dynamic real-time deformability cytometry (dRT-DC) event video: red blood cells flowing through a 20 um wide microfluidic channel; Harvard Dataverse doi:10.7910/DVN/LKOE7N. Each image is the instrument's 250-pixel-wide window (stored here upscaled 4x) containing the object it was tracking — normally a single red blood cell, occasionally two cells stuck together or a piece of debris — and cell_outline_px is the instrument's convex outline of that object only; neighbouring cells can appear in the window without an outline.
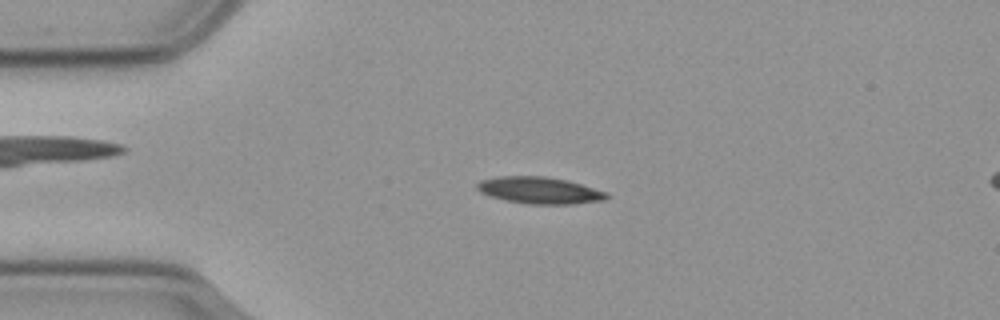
{"species": "common noctule bat (a hibernating species)", "species_latin": "Nyctalus noctula", "temperature_condition": "cold", "stored_images_in_passage": 56, "camera_frame_rate_fps": 3000, "um_per_image_px": 0.085, "animal": {"sex": "male", "body_mass_g": 23.1, "forearm_length_mm": 52.7}, "frame": {"image": 1, "passage_image": 12, "time_ms": 3.667, "image_size_px": [1000, 320], "cell_outline_px": [[608, 196], [604, 200], [572, 204], [528, 204], [488, 196], [480, 192], [476, 188], [476, 184], [480, 180], [500, 176], [544, 176], [568, 180], [608, 192]], "centroid_in_image_um": [45.85, 16.17], "position_along_channel_um": 39.1, "area_um2": 20.23}}
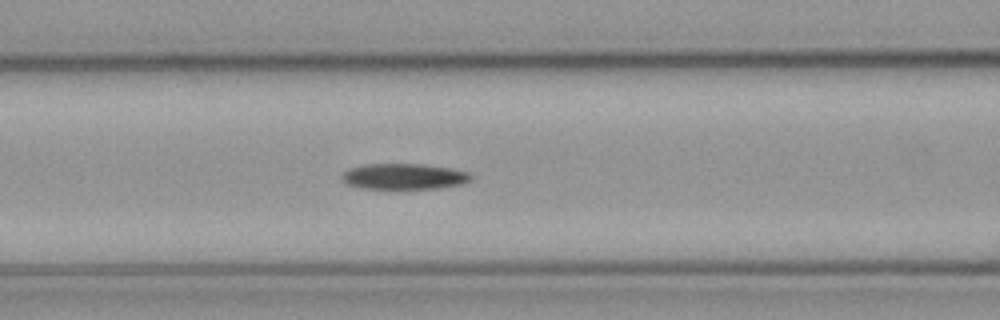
{"frame": {"image": 2, "passage_image": 22, "time_ms": 7.0, "image_size_px": [1000, 320], "cell_outline_px": [[472, 180], [460, 184], [440, 188], [360, 188], [348, 184], [340, 180], [340, 176], [348, 168], [364, 164], [420, 164], [452, 168], [468, 172], [472, 176]], "centroid_in_image_um": [34.31, 14.99], "position_along_channel_um": 132.3, "area_um2": 19.42}}
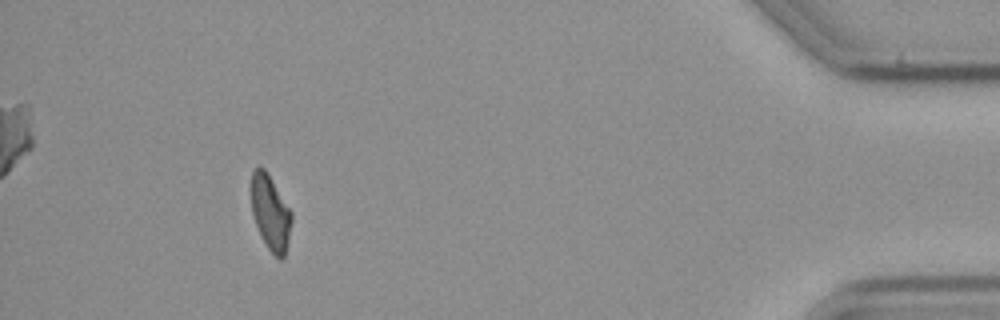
{"frame": {"image": 3, "passage_image": 51, "time_ms": 16.667, "image_size_px": [1000, 320], "cell_outline_px": [[292, 220], [288, 240], [284, 256], [280, 260], [268, 248], [256, 224], [252, 212], [252, 172], [260, 164], [264, 168], [292, 212]], "centroid_in_image_um": [23.0, 18.06], "position_along_channel_um": 412.2, "area_um2": 17.11}, "authors_computed_cell_mechanics": {"area_um2": 19.2474, "velocity_mm_per_s": 3.5969, "shape_relaxation_time_tau1_ms": 8.2309, "shape_relaxation_time_tau2_ms": null, "deformation_change_tau1": 0.1783, "deformation_change_tau2": null}}